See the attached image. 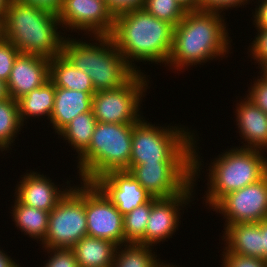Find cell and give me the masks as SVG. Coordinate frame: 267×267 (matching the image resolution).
I'll return each mask as SVG.
<instances>
[{"mask_svg":"<svg viewBox=\"0 0 267 267\" xmlns=\"http://www.w3.org/2000/svg\"><path fill=\"white\" fill-rule=\"evenodd\" d=\"M60 28L57 13L10 0L0 23V35L9 40L20 53L51 59L62 53L63 41L67 37Z\"/></svg>","mask_w":267,"mask_h":267,"instance_id":"3957f363","label":"cell"},{"mask_svg":"<svg viewBox=\"0 0 267 267\" xmlns=\"http://www.w3.org/2000/svg\"><path fill=\"white\" fill-rule=\"evenodd\" d=\"M146 119L143 116L133 124L130 165L193 162V140L195 133L198 136L197 131L176 123L155 126Z\"/></svg>","mask_w":267,"mask_h":267,"instance_id":"8992f818","label":"cell"},{"mask_svg":"<svg viewBox=\"0 0 267 267\" xmlns=\"http://www.w3.org/2000/svg\"><path fill=\"white\" fill-rule=\"evenodd\" d=\"M20 2L31 4L37 7H42L44 9L50 10L57 13L62 4V0H18Z\"/></svg>","mask_w":267,"mask_h":267,"instance_id":"74e56055","label":"cell"},{"mask_svg":"<svg viewBox=\"0 0 267 267\" xmlns=\"http://www.w3.org/2000/svg\"><path fill=\"white\" fill-rule=\"evenodd\" d=\"M23 124L19 118L18 102L11 97L0 101V153L12 150L13 143L21 130Z\"/></svg>","mask_w":267,"mask_h":267,"instance_id":"4316f807","label":"cell"},{"mask_svg":"<svg viewBox=\"0 0 267 267\" xmlns=\"http://www.w3.org/2000/svg\"><path fill=\"white\" fill-rule=\"evenodd\" d=\"M132 132L133 124L97 122L88 148L76 158L78 181L93 183L110 171L128 170Z\"/></svg>","mask_w":267,"mask_h":267,"instance_id":"52a82bcc","label":"cell"},{"mask_svg":"<svg viewBox=\"0 0 267 267\" xmlns=\"http://www.w3.org/2000/svg\"><path fill=\"white\" fill-rule=\"evenodd\" d=\"M49 79L54 83L55 87L96 92L91 78L70 63L62 53L50 59Z\"/></svg>","mask_w":267,"mask_h":267,"instance_id":"cb8c5ba5","label":"cell"},{"mask_svg":"<svg viewBox=\"0 0 267 267\" xmlns=\"http://www.w3.org/2000/svg\"><path fill=\"white\" fill-rule=\"evenodd\" d=\"M223 230L221 238L224 243L221 244H224L229 252L265 260L260 222L236 223Z\"/></svg>","mask_w":267,"mask_h":267,"instance_id":"ffe728a7","label":"cell"},{"mask_svg":"<svg viewBox=\"0 0 267 267\" xmlns=\"http://www.w3.org/2000/svg\"><path fill=\"white\" fill-rule=\"evenodd\" d=\"M256 3V5H255ZM258 4V5H257ZM255 11L252 9L253 25L255 28H267V0H256Z\"/></svg>","mask_w":267,"mask_h":267,"instance_id":"8d00e7d4","label":"cell"},{"mask_svg":"<svg viewBox=\"0 0 267 267\" xmlns=\"http://www.w3.org/2000/svg\"><path fill=\"white\" fill-rule=\"evenodd\" d=\"M173 32V25L141 8L116 15L110 36L126 62L137 73H146L137 66L139 62L167 67Z\"/></svg>","mask_w":267,"mask_h":267,"instance_id":"7a4b0ae2","label":"cell"},{"mask_svg":"<svg viewBox=\"0 0 267 267\" xmlns=\"http://www.w3.org/2000/svg\"><path fill=\"white\" fill-rule=\"evenodd\" d=\"M250 0H199V11L213 12L225 15L229 9L244 8L250 5Z\"/></svg>","mask_w":267,"mask_h":267,"instance_id":"e575fe53","label":"cell"},{"mask_svg":"<svg viewBox=\"0 0 267 267\" xmlns=\"http://www.w3.org/2000/svg\"><path fill=\"white\" fill-rule=\"evenodd\" d=\"M9 98L7 83L0 79V101Z\"/></svg>","mask_w":267,"mask_h":267,"instance_id":"b9f144b4","label":"cell"},{"mask_svg":"<svg viewBox=\"0 0 267 267\" xmlns=\"http://www.w3.org/2000/svg\"><path fill=\"white\" fill-rule=\"evenodd\" d=\"M69 36L71 33L63 41L62 54L91 78L96 92L119 88L137 73L119 53L110 35L88 36L89 42L84 39L87 37Z\"/></svg>","mask_w":267,"mask_h":267,"instance_id":"277c9868","label":"cell"},{"mask_svg":"<svg viewBox=\"0 0 267 267\" xmlns=\"http://www.w3.org/2000/svg\"><path fill=\"white\" fill-rule=\"evenodd\" d=\"M186 12L199 11V0H176Z\"/></svg>","mask_w":267,"mask_h":267,"instance_id":"ab89813d","label":"cell"},{"mask_svg":"<svg viewBox=\"0 0 267 267\" xmlns=\"http://www.w3.org/2000/svg\"><path fill=\"white\" fill-rule=\"evenodd\" d=\"M165 262V263H164ZM169 262H166V261H161L159 264H158V266L157 267H179V265L177 266L176 264H168Z\"/></svg>","mask_w":267,"mask_h":267,"instance_id":"ee69618b","label":"cell"},{"mask_svg":"<svg viewBox=\"0 0 267 267\" xmlns=\"http://www.w3.org/2000/svg\"><path fill=\"white\" fill-rule=\"evenodd\" d=\"M265 151L231 146L211 159L204 179L207 186L203 203L211 209L229 192L242 189L262 179L267 174ZM208 168V169H207ZM205 202V203H204ZM209 206V207H208Z\"/></svg>","mask_w":267,"mask_h":267,"instance_id":"5b68a950","label":"cell"},{"mask_svg":"<svg viewBox=\"0 0 267 267\" xmlns=\"http://www.w3.org/2000/svg\"><path fill=\"white\" fill-rule=\"evenodd\" d=\"M96 92H84L55 87L54 107L49 125L58 134L75 116L92 109V97Z\"/></svg>","mask_w":267,"mask_h":267,"instance_id":"d6986e66","label":"cell"},{"mask_svg":"<svg viewBox=\"0 0 267 267\" xmlns=\"http://www.w3.org/2000/svg\"><path fill=\"white\" fill-rule=\"evenodd\" d=\"M258 73L260 75L250 82L245 96L267 114V74L263 70Z\"/></svg>","mask_w":267,"mask_h":267,"instance_id":"1f68e13d","label":"cell"},{"mask_svg":"<svg viewBox=\"0 0 267 267\" xmlns=\"http://www.w3.org/2000/svg\"><path fill=\"white\" fill-rule=\"evenodd\" d=\"M263 71L267 74V66L263 69Z\"/></svg>","mask_w":267,"mask_h":267,"instance_id":"f6af8a7d","label":"cell"},{"mask_svg":"<svg viewBox=\"0 0 267 267\" xmlns=\"http://www.w3.org/2000/svg\"><path fill=\"white\" fill-rule=\"evenodd\" d=\"M117 247L111 241L87 235L71 249L79 267H112Z\"/></svg>","mask_w":267,"mask_h":267,"instance_id":"7402d4cb","label":"cell"},{"mask_svg":"<svg viewBox=\"0 0 267 267\" xmlns=\"http://www.w3.org/2000/svg\"><path fill=\"white\" fill-rule=\"evenodd\" d=\"M153 249V246L138 243L119 245L112 267H157L162 259L157 258Z\"/></svg>","mask_w":267,"mask_h":267,"instance_id":"484cf974","label":"cell"},{"mask_svg":"<svg viewBox=\"0 0 267 267\" xmlns=\"http://www.w3.org/2000/svg\"><path fill=\"white\" fill-rule=\"evenodd\" d=\"M57 15L66 36L69 30L78 36L110 35L114 27L115 16L105 0H62Z\"/></svg>","mask_w":267,"mask_h":267,"instance_id":"7c38bea8","label":"cell"},{"mask_svg":"<svg viewBox=\"0 0 267 267\" xmlns=\"http://www.w3.org/2000/svg\"><path fill=\"white\" fill-rule=\"evenodd\" d=\"M255 38L250 42L247 54L256 63L259 70L267 66V28H256Z\"/></svg>","mask_w":267,"mask_h":267,"instance_id":"f546056e","label":"cell"},{"mask_svg":"<svg viewBox=\"0 0 267 267\" xmlns=\"http://www.w3.org/2000/svg\"><path fill=\"white\" fill-rule=\"evenodd\" d=\"M10 0H0V23L3 21Z\"/></svg>","mask_w":267,"mask_h":267,"instance_id":"7bdbcfd3","label":"cell"},{"mask_svg":"<svg viewBox=\"0 0 267 267\" xmlns=\"http://www.w3.org/2000/svg\"><path fill=\"white\" fill-rule=\"evenodd\" d=\"M93 183L123 216L153 198L127 170L110 171Z\"/></svg>","mask_w":267,"mask_h":267,"instance_id":"2e32d148","label":"cell"},{"mask_svg":"<svg viewBox=\"0 0 267 267\" xmlns=\"http://www.w3.org/2000/svg\"><path fill=\"white\" fill-rule=\"evenodd\" d=\"M26 171L22 177L20 176L21 180L17 181L13 197L29 207L50 212L73 186L72 180L67 179V186L59 185L36 169Z\"/></svg>","mask_w":267,"mask_h":267,"instance_id":"9a60e30c","label":"cell"},{"mask_svg":"<svg viewBox=\"0 0 267 267\" xmlns=\"http://www.w3.org/2000/svg\"><path fill=\"white\" fill-rule=\"evenodd\" d=\"M0 267H22V266H20V264L17 263L16 259L11 258V256L0 247Z\"/></svg>","mask_w":267,"mask_h":267,"instance_id":"f35d334b","label":"cell"},{"mask_svg":"<svg viewBox=\"0 0 267 267\" xmlns=\"http://www.w3.org/2000/svg\"><path fill=\"white\" fill-rule=\"evenodd\" d=\"M143 9L174 27L184 18L186 13L176 0H145Z\"/></svg>","mask_w":267,"mask_h":267,"instance_id":"f1b7e54d","label":"cell"},{"mask_svg":"<svg viewBox=\"0 0 267 267\" xmlns=\"http://www.w3.org/2000/svg\"><path fill=\"white\" fill-rule=\"evenodd\" d=\"M109 10L114 16L128 10L143 8L145 0H105Z\"/></svg>","mask_w":267,"mask_h":267,"instance_id":"d590c367","label":"cell"},{"mask_svg":"<svg viewBox=\"0 0 267 267\" xmlns=\"http://www.w3.org/2000/svg\"><path fill=\"white\" fill-rule=\"evenodd\" d=\"M149 76L145 73H136L119 88L97 91L92 97V110L97 122L137 123L144 116L141 104L150 89Z\"/></svg>","mask_w":267,"mask_h":267,"instance_id":"9c48e42d","label":"cell"},{"mask_svg":"<svg viewBox=\"0 0 267 267\" xmlns=\"http://www.w3.org/2000/svg\"><path fill=\"white\" fill-rule=\"evenodd\" d=\"M97 120L93 110L75 116L57 135L79 157L89 146Z\"/></svg>","mask_w":267,"mask_h":267,"instance_id":"d4e9b609","label":"cell"},{"mask_svg":"<svg viewBox=\"0 0 267 267\" xmlns=\"http://www.w3.org/2000/svg\"><path fill=\"white\" fill-rule=\"evenodd\" d=\"M243 98V99H242ZM235 105L234 118L242 141L239 147L262 150L267 153V114L246 96ZM245 142V143H244Z\"/></svg>","mask_w":267,"mask_h":267,"instance_id":"ac0fdd59","label":"cell"},{"mask_svg":"<svg viewBox=\"0 0 267 267\" xmlns=\"http://www.w3.org/2000/svg\"><path fill=\"white\" fill-rule=\"evenodd\" d=\"M211 210L223 216L224 229L236 223L267 219V174L255 183L229 192Z\"/></svg>","mask_w":267,"mask_h":267,"instance_id":"4fadbf2b","label":"cell"},{"mask_svg":"<svg viewBox=\"0 0 267 267\" xmlns=\"http://www.w3.org/2000/svg\"><path fill=\"white\" fill-rule=\"evenodd\" d=\"M199 138L198 136L197 139V136L194 135L193 182L180 194L166 198L153 197L151 199V212L145 229L144 245L156 247V245L158 246V244H161L160 242H168L167 239L172 238L181 225L180 219H183L181 215L184 214L185 209L188 210L187 208L189 206L191 207V203L195 201L194 195H197V193L194 188L197 187V182H200V180H198L199 177L202 179L201 171L205 167L202 163L204 159H201L204 157H202V153L200 154L199 152L201 148L198 145V141H200Z\"/></svg>","mask_w":267,"mask_h":267,"instance_id":"ba28073f","label":"cell"},{"mask_svg":"<svg viewBox=\"0 0 267 267\" xmlns=\"http://www.w3.org/2000/svg\"><path fill=\"white\" fill-rule=\"evenodd\" d=\"M150 212L151 200L123 216L124 244L138 243L144 245V234Z\"/></svg>","mask_w":267,"mask_h":267,"instance_id":"83f0119b","label":"cell"},{"mask_svg":"<svg viewBox=\"0 0 267 267\" xmlns=\"http://www.w3.org/2000/svg\"><path fill=\"white\" fill-rule=\"evenodd\" d=\"M20 54L19 50L3 36L0 35V79L8 81L14 61Z\"/></svg>","mask_w":267,"mask_h":267,"instance_id":"d6a6232c","label":"cell"},{"mask_svg":"<svg viewBox=\"0 0 267 267\" xmlns=\"http://www.w3.org/2000/svg\"><path fill=\"white\" fill-rule=\"evenodd\" d=\"M222 250L220 267H267V261L263 259L234 254L225 247Z\"/></svg>","mask_w":267,"mask_h":267,"instance_id":"836d02e7","label":"cell"},{"mask_svg":"<svg viewBox=\"0 0 267 267\" xmlns=\"http://www.w3.org/2000/svg\"><path fill=\"white\" fill-rule=\"evenodd\" d=\"M227 25L225 16L219 13L186 12L184 18L174 27L167 66L175 72L183 73L193 66L227 58L233 49L228 32L231 30H228Z\"/></svg>","mask_w":267,"mask_h":267,"instance_id":"6da1fadb","label":"cell"},{"mask_svg":"<svg viewBox=\"0 0 267 267\" xmlns=\"http://www.w3.org/2000/svg\"><path fill=\"white\" fill-rule=\"evenodd\" d=\"M50 59L47 57L20 53L14 61L9 75L7 90L9 97L17 101L49 80Z\"/></svg>","mask_w":267,"mask_h":267,"instance_id":"e0dca14e","label":"cell"},{"mask_svg":"<svg viewBox=\"0 0 267 267\" xmlns=\"http://www.w3.org/2000/svg\"><path fill=\"white\" fill-rule=\"evenodd\" d=\"M12 202L14 205L11 206L10 216L15 227L24 232L25 236L28 235L27 237L41 244L47 235L50 212L22 204L16 197Z\"/></svg>","mask_w":267,"mask_h":267,"instance_id":"603a6c76","label":"cell"},{"mask_svg":"<svg viewBox=\"0 0 267 267\" xmlns=\"http://www.w3.org/2000/svg\"><path fill=\"white\" fill-rule=\"evenodd\" d=\"M77 184L50 211L42 248L71 249L81 238L87 236L85 182Z\"/></svg>","mask_w":267,"mask_h":267,"instance_id":"30bf717a","label":"cell"},{"mask_svg":"<svg viewBox=\"0 0 267 267\" xmlns=\"http://www.w3.org/2000/svg\"><path fill=\"white\" fill-rule=\"evenodd\" d=\"M55 85L49 79L42 86L32 90L17 100L19 118L23 126L31 119L47 118L50 120L54 107ZM46 116V117H45ZM33 117V118H32ZM29 119V120H28Z\"/></svg>","mask_w":267,"mask_h":267,"instance_id":"44dd1931","label":"cell"},{"mask_svg":"<svg viewBox=\"0 0 267 267\" xmlns=\"http://www.w3.org/2000/svg\"><path fill=\"white\" fill-rule=\"evenodd\" d=\"M48 259L41 267H79L72 249L67 248H43Z\"/></svg>","mask_w":267,"mask_h":267,"instance_id":"4dcf8cb0","label":"cell"},{"mask_svg":"<svg viewBox=\"0 0 267 267\" xmlns=\"http://www.w3.org/2000/svg\"><path fill=\"white\" fill-rule=\"evenodd\" d=\"M85 213L88 236L124 244L123 215L92 182H85Z\"/></svg>","mask_w":267,"mask_h":267,"instance_id":"5bb4252c","label":"cell"},{"mask_svg":"<svg viewBox=\"0 0 267 267\" xmlns=\"http://www.w3.org/2000/svg\"><path fill=\"white\" fill-rule=\"evenodd\" d=\"M262 230V249H265V261H267V219L260 221Z\"/></svg>","mask_w":267,"mask_h":267,"instance_id":"60d3db41","label":"cell"},{"mask_svg":"<svg viewBox=\"0 0 267 267\" xmlns=\"http://www.w3.org/2000/svg\"><path fill=\"white\" fill-rule=\"evenodd\" d=\"M127 171L155 198L180 194L193 182V162L142 163Z\"/></svg>","mask_w":267,"mask_h":267,"instance_id":"8fae6325","label":"cell"}]
</instances>
